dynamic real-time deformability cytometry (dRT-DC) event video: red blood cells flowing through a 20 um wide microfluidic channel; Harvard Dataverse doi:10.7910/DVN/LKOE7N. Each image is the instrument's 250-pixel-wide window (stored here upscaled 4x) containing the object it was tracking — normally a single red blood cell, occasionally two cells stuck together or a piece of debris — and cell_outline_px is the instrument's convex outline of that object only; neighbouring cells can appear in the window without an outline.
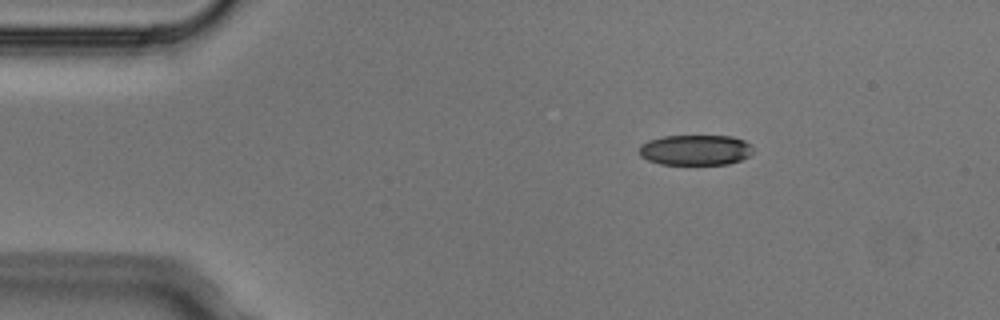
{"species": "Egyptian fruit bat (a non-hibernating species)", "species_latin": "Rousettus aegyptiacus", "temperature_condition": "cold", "stored_images_in_passage": 5, "segment_of_instrument_passage": [1, 2], "camera_frame_rate_fps": 3000, "um_per_image_px": 0.085, "animal": {"sex": "male"}, "frame": {"image": 1, "passage_image": 3, "time_ms": 0.667, "image_size_px": [1000, 320], "cell_outline_px": [[752, 152], [748, 156], [740, 160], [728, 164], [660, 164], [648, 160], [640, 156], [640, 144], [648, 140], [664, 136], [732, 136], [744, 140], [752, 144]], "centroid_in_image_um": [59.11, 12.74], "position_along_channel_um": 25.9, "area_um2": 20.23}}